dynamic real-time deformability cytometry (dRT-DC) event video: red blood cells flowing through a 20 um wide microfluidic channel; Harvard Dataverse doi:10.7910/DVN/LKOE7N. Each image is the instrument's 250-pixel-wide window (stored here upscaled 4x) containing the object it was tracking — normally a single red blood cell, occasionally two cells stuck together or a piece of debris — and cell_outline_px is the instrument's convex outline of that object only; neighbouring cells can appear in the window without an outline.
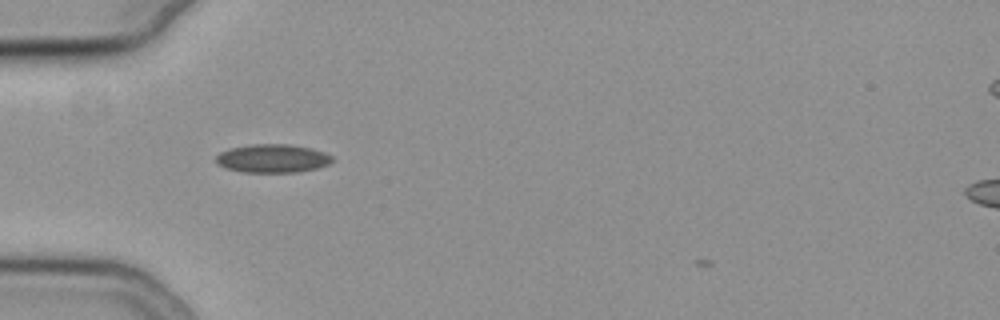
{"species": "common noctule bat (a hibernating species)", "species_latin": "Nyctalus noctula", "temperature_condition": "cold", "stored_images_in_passage": 35, "camera_frame_rate_fps": 3000, "um_per_image_px": 0.085, "animal": {"sex": "female", "body_mass_g": 19.3, "forearm_length_mm": 54.1}, "frame": {"image": 1, "passage_image": 3, "time_ms": 0.667, "image_size_px": [1000, 320], "cell_outline_px": [[332, 160], [328, 164], [316, 168], [300, 172], [244, 172], [228, 168], [216, 164], [216, 156], [220, 152], [232, 148], [252, 144], [288, 144], [312, 148], [324, 152], [332, 156]], "centroid_in_image_um": [23.17, 13.46], "position_along_channel_um": 61.8, "area_um2": 19.13}}
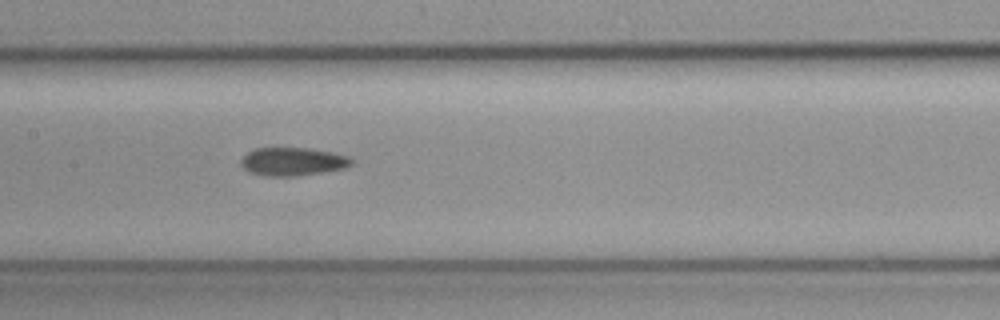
{"frame": {"image": 2, "passage_image": 13, "time_ms": 4.0, "image_size_px": [1000, 320], "cell_outline_px": [[352, 164], [344, 168], [324, 172], [296, 176], [264, 176], [248, 172], [240, 164], [240, 160], [248, 152], [256, 148], [304, 148], [328, 152], [348, 156], [352, 160]], "centroid_in_image_um": [24.83, 13.75], "position_along_channel_um": 182.6, "area_um2": 18.03}}
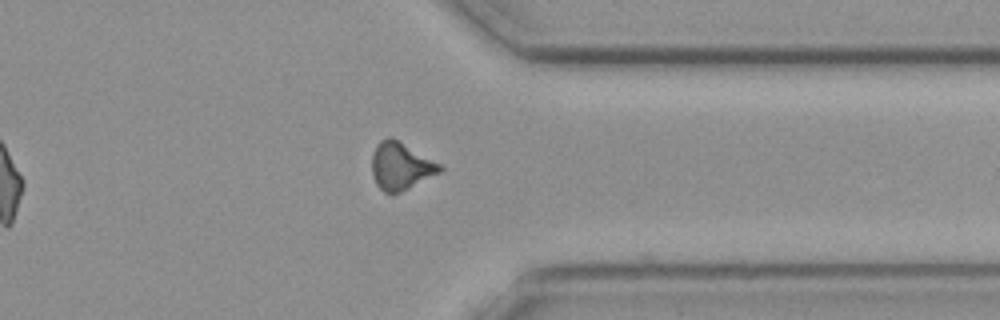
{"frame": {"image": 3, "passage_image": 29, "time_ms": 9.333, "image_size_px": [1000, 320], "cell_outline_px": [[444, 168], [440, 172], [392, 196], [384, 192], [376, 184], [372, 176], [372, 152], [376, 144], [380, 140], [388, 136], [392, 136], [440, 164]], "centroid_in_image_um": [34.02, 14.11], "position_along_channel_um": 377.4, "area_um2": 18.9}, "authors_computed_cell_mechanics": {"area_um2": 18.0914, "velocity_mm_per_s": 3.7298, "shape_relaxation_time_tau1_ms": null, "shape_relaxation_time_tau2_ms": 8.7931, "deformation_change_tau1": null, "deformation_change_tau2": 0.1323}}